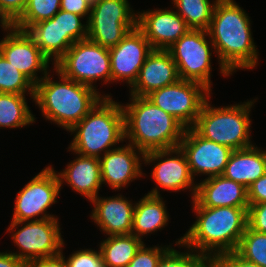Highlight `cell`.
Returning <instances> with one entry per match:
<instances>
[{"label": "cell", "instance_id": "cell-1", "mask_svg": "<svg viewBox=\"0 0 266 267\" xmlns=\"http://www.w3.org/2000/svg\"><path fill=\"white\" fill-rule=\"evenodd\" d=\"M251 27L250 17L235 0L217 1L207 32L224 77L233 75L237 69L254 70L259 64Z\"/></svg>", "mask_w": 266, "mask_h": 267}, {"label": "cell", "instance_id": "cell-2", "mask_svg": "<svg viewBox=\"0 0 266 267\" xmlns=\"http://www.w3.org/2000/svg\"><path fill=\"white\" fill-rule=\"evenodd\" d=\"M248 207H192L196 221L183 234L182 244L214 261L236 251L244 234Z\"/></svg>", "mask_w": 266, "mask_h": 267}, {"label": "cell", "instance_id": "cell-3", "mask_svg": "<svg viewBox=\"0 0 266 267\" xmlns=\"http://www.w3.org/2000/svg\"><path fill=\"white\" fill-rule=\"evenodd\" d=\"M53 70L59 81L53 80L50 71L35 85L33 101L46 120L66 131L80 122L103 97H111L64 77L55 68Z\"/></svg>", "mask_w": 266, "mask_h": 267}, {"label": "cell", "instance_id": "cell-4", "mask_svg": "<svg viewBox=\"0 0 266 267\" xmlns=\"http://www.w3.org/2000/svg\"><path fill=\"white\" fill-rule=\"evenodd\" d=\"M121 104L125 142L142 152L179 147L185 127L146 97L130 96Z\"/></svg>", "mask_w": 266, "mask_h": 267}, {"label": "cell", "instance_id": "cell-5", "mask_svg": "<svg viewBox=\"0 0 266 267\" xmlns=\"http://www.w3.org/2000/svg\"><path fill=\"white\" fill-rule=\"evenodd\" d=\"M73 133L67 152L102 157L125 141L124 113L121 102L103 97L97 105L69 131ZM114 147V148H113Z\"/></svg>", "mask_w": 266, "mask_h": 267}, {"label": "cell", "instance_id": "cell-6", "mask_svg": "<svg viewBox=\"0 0 266 267\" xmlns=\"http://www.w3.org/2000/svg\"><path fill=\"white\" fill-rule=\"evenodd\" d=\"M210 99L211 95L204 102L192 128L203 138L232 150L253 146L250 113L257 98L224 107L211 105Z\"/></svg>", "mask_w": 266, "mask_h": 267}, {"label": "cell", "instance_id": "cell-7", "mask_svg": "<svg viewBox=\"0 0 266 267\" xmlns=\"http://www.w3.org/2000/svg\"><path fill=\"white\" fill-rule=\"evenodd\" d=\"M64 77L90 86L111 83L109 49L86 38L75 42L53 66Z\"/></svg>", "mask_w": 266, "mask_h": 267}, {"label": "cell", "instance_id": "cell-8", "mask_svg": "<svg viewBox=\"0 0 266 267\" xmlns=\"http://www.w3.org/2000/svg\"><path fill=\"white\" fill-rule=\"evenodd\" d=\"M58 219L11 221L6 232L12 233V241L19 251L9 252L25 264L37 258L61 253L65 242Z\"/></svg>", "mask_w": 266, "mask_h": 267}, {"label": "cell", "instance_id": "cell-9", "mask_svg": "<svg viewBox=\"0 0 266 267\" xmlns=\"http://www.w3.org/2000/svg\"><path fill=\"white\" fill-rule=\"evenodd\" d=\"M167 51L177 65L180 79L200 83L212 91L211 56L216 51L206 30L190 29Z\"/></svg>", "mask_w": 266, "mask_h": 267}, {"label": "cell", "instance_id": "cell-10", "mask_svg": "<svg viewBox=\"0 0 266 267\" xmlns=\"http://www.w3.org/2000/svg\"><path fill=\"white\" fill-rule=\"evenodd\" d=\"M134 11L128 0H100L91 6L87 38L108 49L115 47L137 27Z\"/></svg>", "mask_w": 266, "mask_h": 267}, {"label": "cell", "instance_id": "cell-11", "mask_svg": "<svg viewBox=\"0 0 266 267\" xmlns=\"http://www.w3.org/2000/svg\"><path fill=\"white\" fill-rule=\"evenodd\" d=\"M57 172L52 165L44 167L17 192L12 221L58 218L47 211L58 202L61 191Z\"/></svg>", "mask_w": 266, "mask_h": 267}, {"label": "cell", "instance_id": "cell-12", "mask_svg": "<svg viewBox=\"0 0 266 267\" xmlns=\"http://www.w3.org/2000/svg\"><path fill=\"white\" fill-rule=\"evenodd\" d=\"M210 94L212 92L202 84L180 79L174 84L151 92L146 98L172 115L185 128H192Z\"/></svg>", "mask_w": 266, "mask_h": 267}, {"label": "cell", "instance_id": "cell-13", "mask_svg": "<svg viewBox=\"0 0 266 267\" xmlns=\"http://www.w3.org/2000/svg\"><path fill=\"white\" fill-rule=\"evenodd\" d=\"M154 164L151 170V179L156 187L147 194L161 196L163 191L181 192V190L191 191V199H194L197 183L193 178L185 153L180 147L172 149L152 150L144 153V164ZM156 163V164H155ZM160 187V189H158Z\"/></svg>", "mask_w": 266, "mask_h": 267}, {"label": "cell", "instance_id": "cell-14", "mask_svg": "<svg viewBox=\"0 0 266 267\" xmlns=\"http://www.w3.org/2000/svg\"><path fill=\"white\" fill-rule=\"evenodd\" d=\"M0 53L34 85L51 71L50 60L41 52L33 39L26 31L15 27L0 40ZM38 72L43 76H38Z\"/></svg>", "mask_w": 266, "mask_h": 267}, {"label": "cell", "instance_id": "cell-15", "mask_svg": "<svg viewBox=\"0 0 266 267\" xmlns=\"http://www.w3.org/2000/svg\"><path fill=\"white\" fill-rule=\"evenodd\" d=\"M179 147L185 153L193 178L223 175L230 155L228 146L218 144L200 136L193 128H186Z\"/></svg>", "mask_w": 266, "mask_h": 267}, {"label": "cell", "instance_id": "cell-16", "mask_svg": "<svg viewBox=\"0 0 266 267\" xmlns=\"http://www.w3.org/2000/svg\"><path fill=\"white\" fill-rule=\"evenodd\" d=\"M153 51L145 35L136 27L109 49L111 83L121 81L132 87L147 56Z\"/></svg>", "mask_w": 266, "mask_h": 267}, {"label": "cell", "instance_id": "cell-17", "mask_svg": "<svg viewBox=\"0 0 266 267\" xmlns=\"http://www.w3.org/2000/svg\"><path fill=\"white\" fill-rule=\"evenodd\" d=\"M147 10L137 12V28L153 50H167L190 30L174 8Z\"/></svg>", "mask_w": 266, "mask_h": 267}, {"label": "cell", "instance_id": "cell-18", "mask_svg": "<svg viewBox=\"0 0 266 267\" xmlns=\"http://www.w3.org/2000/svg\"><path fill=\"white\" fill-rule=\"evenodd\" d=\"M126 144L116 146L117 148L99 158L102 185L108 184L115 191L127 187L139 177L146 176L142 171L144 152Z\"/></svg>", "mask_w": 266, "mask_h": 267}, {"label": "cell", "instance_id": "cell-19", "mask_svg": "<svg viewBox=\"0 0 266 267\" xmlns=\"http://www.w3.org/2000/svg\"><path fill=\"white\" fill-rule=\"evenodd\" d=\"M92 222L105 236L131 234L135 203L118 193L116 196L93 198Z\"/></svg>", "mask_w": 266, "mask_h": 267}, {"label": "cell", "instance_id": "cell-20", "mask_svg": "<svg viewBox=\"0 0 266 267\" xmlns=\"http://www.w3.org/2000/svg\"><path fill=\"white\" fill-rule=\"evenodd\" d=\"M180 80L177 65L167 50H153L140 69L139 76L129 89L130 96L146 97L151 92Z\"/></svg>", "mask_w": 266, "mask_h": 267}, {"label": "cell", "instance_id": "cell-21", "mask_svg": "<svg viewBox=\"0 0 266 267\" xmlns=\"http://www.w3.org/2000/svg\"><path fill=\"white\" fill-rule=\"evenodd\" d=\"M192 207H249L247 188L223 175L197 183Z\"/></svg>", "mask_w": 266, "mask_h": 267}, {"label": "cell", "instance_id": "cell-22", "mask_svg": "<svg viewBox=\"0 0 266 267\" xmlns=\"http://www.w3.org/2000/svg\"><path fill=\"white\" fill-rule=\"evenodd\" d=\"M76 155L65 169L57 173L60 189L66 183L90 202L99 195L102 188L100 160L97 157Z\"/></svg>", "mask_w": 266, "mask_h": 267}, {"label": "cell", "instance_id": "cell-23", "mask_svg": "<svg viewBox=\"0 0 266 267\" xmlns=\"http://www.w3.org/2000/svg\"><path fill=\"white\" fill-rule=\"evenodd\" d=\"M41 52L54 65L75 43L61 27V9L48 20L33 24L26 30Z\"/></svg>", "mask_w": 266, "mask_h": 267}, {"label": "cell", "instance_id": "cell-24", "mask_svg": "<svg viewBox=\"0 0 266 267\" xmlns=\"http://www.w3.org/2000/svg\"><path fill=\"white\" fill-rule=\"evenodd\" d=\"M251 147L233 150L223 176L248 188L266 173V150Z\"/></svg>", "mask_w": 266, "mask_h": 267}, {"label": "cell", "instance_id": "cell-25", "mask_svg": "<svg viewBox=\"0 0 266 267\" xmlns=\"http://www.w3.org/2000/svg\"><path fill=\"white\" fill-rule=\"evenodd\" d=\"M139 200L135 202L131 234L142 240L145 235L165 228L170 215L162 196L145 194Z\"/></svg>", "mask_w": 266, "mask_h": 267}, {"label": "cell", "instance_id": "cell-26", "mask_svg": "<svg viewBox=\"0 0 266 267\" xmlns=\"http://www.w3.org/2000/svg\"><path fill=\"white\" fill-rule=\"evenodd\" d=\"M99 245L105 267H128L144 243L133 234L106 236Z\"/></svg>", "mask_w": 266, "mask_h": 267}, {"label": "cell", "instance_id": "cell-27", "mask_svg": "<svg viewBox=\"0 0 266 267\" xmlns=\"http://www.w3.org/2000/svg\"><path fill=\"white\" fill-rule=\"evenodd\" d=\"M26 96L28 95L0 93V129H21L36 121Z\"/></svg>", "mask_w": 266, "mask_h": 267}, {"label": "cell", "instance_id": "cell-28", "mask_svg": "<svg viewBox=\"0 0 266 267\" xmlns=\"http://www.w3.org/2000/svg\"><path fill=\"white\" fill-rule=\"evenodd\" d=\"M218 0H172L176 12L190 29L208 30Z\"/></svg>", "mask_w": 266, "mask_h": 267}, {"label": "cell", "instance_id": "cell-29", "mask_svg": "<svg viewBox=\"0 0 266 267\" xmlns=\"http://www.w3.org/2000/svg\"><path fill=\"white\" fill-rule=\"evenodd\" d=\"M27 92V93H26ZM0 93L30 95L34 100L35 85L0 53Z\"/></svg>", "mask_w": 266, "mask_h": 267}, {"label": "cell", "instance_id": "cell-30", "mask_svg": "<svg viewBox=\"0 0 266 267\" xmlns=\"http://www.w3.org/2000/svg\"><path fill=\"white\" fill-rule=\"evenodd\" d=\"M61 0H28L22 15L14 22V27L26 31L30 26L51 19L60 10Z\"/></svg>", "mask_w": 266, "mask_h": 267}, {"label": "cell", "instance_id": "cell-31", "mask_svg": "<svg viewBox=\"0 0 266 267\" xmlns=\"http://www.w3.org/2000/svg\"><path fill=\"white\" fill-rule=\"evenodd\" d=\"M175 245L187 249L185 252L171 247L160 259L157 267H212L213 261L206 255L197 253L182 244V236L175 241Z\"/></svg>", "mask_w": 266, "mask_h": 267}, {"label": "cell", "instance_id": "cell-32", "mask_svg": "<svg viewBox=\"0 0 266 267\" xmlns=\"http://www.w3.org/2000/svg\"><path fill=\"white\" fill-rule=\"evenodd\" d=\"M235 252L249 262L266 267V234L247 226Z\"/></svg>", "mask_w": 266, "mask_h": 267}, {"label": "cell", "instance_id": "cell-33", "mask_svg": "<svg viewBox=\"0 0 266 267\" xmlns=\"http://www.w3.org/2000/svg\"><path fill=\"white\" fill-rule=\"evenodd\" d=\"M172 247L162 244L160 246L146 247V243L136 252L134 258L128 264V267H157L161 257Z\"/></svg>", "mask_w": 266, "mask_h": 267}, {"label": "cell", "instance_id": "cell-34", "mask_svg": "<svg viewBox=\"0 0 266 267\" xmlns=\"http://www.w3.org/2000/svg\"><path fill=\"white\" fill-rule=\"evenodd\" d=\"M83 19L84 17L78 14L61 10V27L63 32L68 33L75 42L86 39L88 36V24Z\"/></svg>", "mask_w": 266, "mask_h": 267}, {"label": "cell", "instance_id": "cell-35", "mask_svg": "<svg viewBox=\"0 0 266 267\" xmlns=\"http://www.w3.org/2000/svg\"><path fill=\"white\" fill-rule=\"evenodd\" d=\"M65 259L68 267H105L99 249H80Z\"/></svg>", "mask_w": 266, "mask_h": 267}, {"label": "cell", "instance_id": "cell-36", "mask_svg": "<svg viewBox=\"0 0 266 267\" xmlns=\"http://www.w3.org/2000/svg\"><path fill=\"white\" fill-rule=\"evenodd\" d=\"M247 222L250 229L266 234V202L248 207Z\"/></svg>", "mask_w": 266, "mask_h": 267}, {"label": "cell", "instance_id": "cell-37", "mask_svg": "<svg viewBox=\"0 0 266 267\" xmlns=\"http://www.w3.org/2000/svg\"><path fill=\"white\" fill-rule=\"evenodd\" d=\"M214 267H261L240 257L235 251L219 255L213 261Z\"/></svg>", "mask_w": 266, "mask_h": 267}, {"label": "cell", "instance_id": "cell-38", "mask_svg": "<svg viewBox=\"0 0 266 267\" xmlns=\"http://www.w3.org/2000/svg\"><path fill=\"white\" fill-rule=\"evenodd\" d=\"M248 203L259 204L266 202V173L253 182L248 188Z\"/></svg>", "mask_w": 266, "mask_h": 267}, {"label": "cell", "instance_id": "cell-39", "mask_svg": "<svg viewBox=\"0 0 266 267\" xmlns=\"http://www.w3.org/2000/svg\"><path fill=\"white\" fill-rule=\"evenodd\" d=\"M28 0H0V9L14 23L24 12Z\"/></svg>", "mask_w": 266, "mask_h": 267}, {"label": "cell", "instance_id": "cell-40", "mask_svg": "<svg viewBox=\"0 0 266 267\" xmlns=\"http://www.w3.org/2000/svg\"><path fill=\"white\" fill-rule=\"evenodd\" d=\"M60 9L65 12L78 14L88 21L91 11V5L86 0H61Z\"/></svg>", "mask_w": 266, "mask_h": 267}, {"label": "cell", "instance_id": "cell-41", "mask_svg": "<svg viewBox=\"0 0 266 267\" xmlns=\"http://www.w3.org/2000/svg\"><path fill=\"white\" fill-rule=\"evenodd\" d=\"M26 267H68L63 255V250L61 253L44 258H37L26 263Z\"/></svg>", "mask_w": 266, "mask_h": 267}, {"label": "cell", "instance_id": "cell-42", "mask_svg": "<svg viewBox=\"0 0 266 267\" xmlns=\"http://www.w3.org/2000/svg\"><path fill=\"white\" fill-rule=\"evenodd\" d=\"M0 267H26V264L6 250L0 251Z\"/></svg>", "mask_w": 266, "mask_h": 267}, {"label": "cell", "instance_id": "cell-43", "mask_svg": "<svg viewBox=\"0 0 266 267\" xmlns=\"http://www.w3.org/2000/svg\"><path fill=\"white\" fill-rule=\"evenodd\" d=\"M0 26L2 31L8 33L13 27L14 23L9 19V17L0 9Z\"/></svg>", "mask_w": 266, "mask_h": 267}, {"label": "cell", "instance_id": "cell-44", "mask_svg": "<svg viewBox=\"0 0 266 267\" xmlns=\"http://www.w3.org/2000/svg\"><path fill=\"white\" fill-rule=\"evenodd\" d=\"M91 6L99 2L100 0H86Z\"/></svg>", "mask_w": 266, "mask_h": 267}]
</instances>
